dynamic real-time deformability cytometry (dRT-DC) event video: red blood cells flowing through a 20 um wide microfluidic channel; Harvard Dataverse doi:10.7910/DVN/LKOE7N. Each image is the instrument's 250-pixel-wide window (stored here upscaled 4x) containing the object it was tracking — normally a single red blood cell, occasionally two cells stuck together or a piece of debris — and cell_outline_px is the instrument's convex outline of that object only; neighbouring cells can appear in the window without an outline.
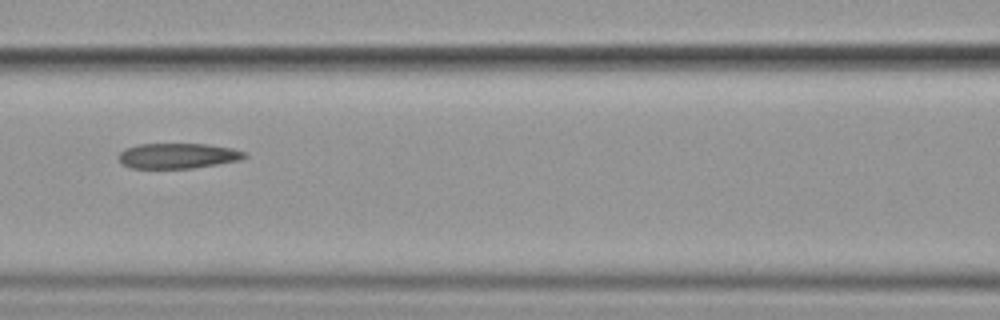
{"species": "common noctule bat (a hibernating species)", "species_latin": "Nyctalus noctula", "temperature_condition": "cold", "stored_images_in_passage": 15, "camera_frame_rate_fps": 3000, "um_per_image_px": 0.085, "animal": {"sex": "female", "body_mass_g": 19.9}, "frame": {"image": 1, "passage_image": 7, "time_ms": 8.0, "image_size_px": [1000, 320], "cell_outline_px": [[248, 156], [240, 160], [192, 168], [132, 168], [120, 164], [120, 152], [124, 148], [140, 144], [208, 144], [232, 148], [248, 152]], "centroid_in_image_um": [15.14, 13.24], "position_along_channel_um": 151.5, "area_um2": 18.61}}
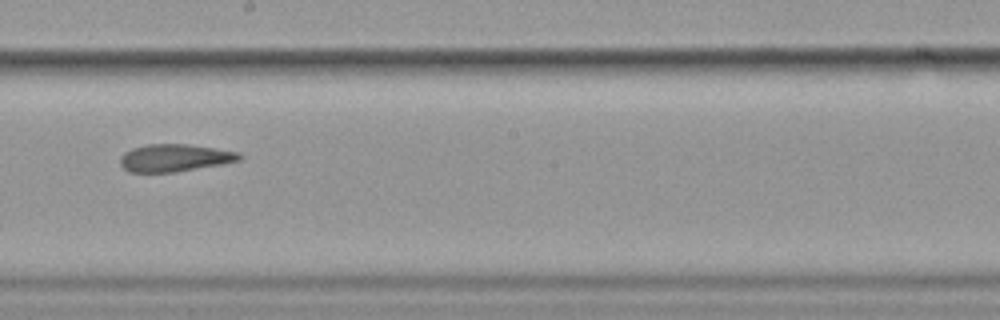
{"frame": {"image": 2, "passage_image": 9, "time_ms": 10.333, "image_size_px": [1000, 320], "cell_outline_px": [[244, 156], [240, 160], [224, 164], [176, 172], [128, 172], [120, 164], [120, 156], [124, 152], [132, 148], [148, 144], [188, 144], [240, 152]], "centroid_in_image_um": [14.87, 13.42], "position_along_channel_um": 233.3, "area_um2": 19.25}}
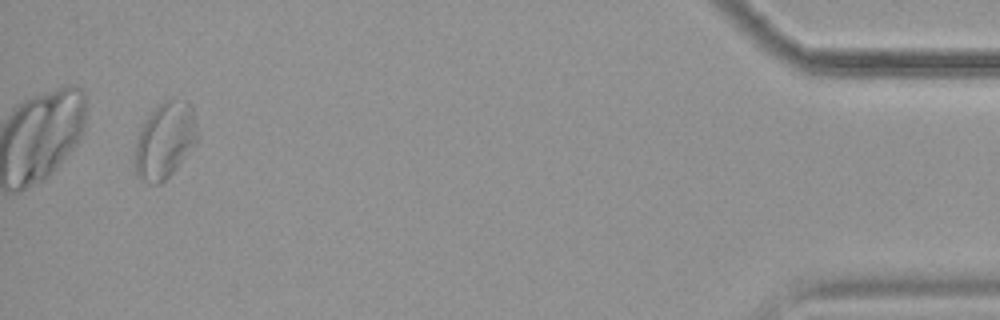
{"frame": {"image": 3, "passage_image": 15, "time_ms": 17.667, "image_size_px": [1000, 320], "cell_outline_px": [[200, 140], [176, 168], [160, 184], [148, 184], [140, 180], [136, 176], [136, 136], [140, 124], [164, 100], [168, 100], [188, 104], [192, 108], [200, 136]], "centroid_in_image_um": [14.02, 11.98], "position_along_channel_um": 421.2, "area_um2": 27.74}, "authors_computed_cell_mechanics": {"area_um2": 22.4264, "velocity_mm_per_s": 3.5386, "shape_relaxation_time_tau1_ms": 7.5982, "shape_relaxation_time_tau2_ms": 4.5412, "deformation_change_tau1": 0.1571, "deformation_change_tau2": 0.1231}}